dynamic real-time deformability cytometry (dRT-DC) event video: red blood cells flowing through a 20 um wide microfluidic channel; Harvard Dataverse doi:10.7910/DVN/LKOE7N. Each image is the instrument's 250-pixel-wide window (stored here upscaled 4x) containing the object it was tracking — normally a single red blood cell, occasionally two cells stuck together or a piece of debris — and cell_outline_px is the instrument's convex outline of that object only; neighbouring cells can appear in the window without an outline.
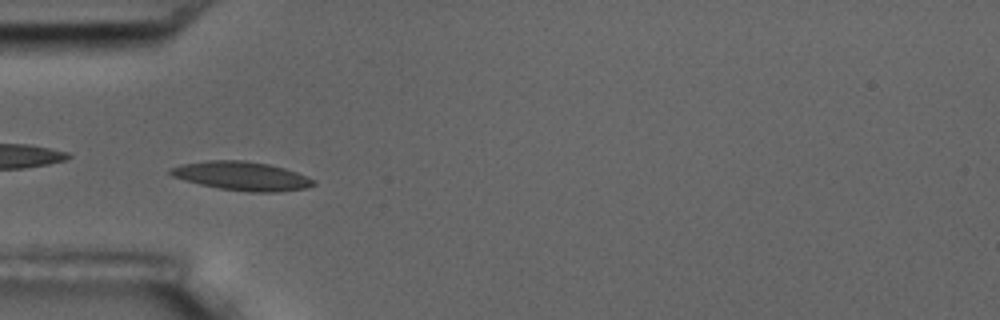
{"species": "common noctule bat (a hibernating species)", "species_latin": "Nyctalus noctula", "temperature_condition": "room temperature", "stored_images_in_passage": 56, "camera_frame_rate_fps": 3000, "um_per_image_px": 0.085, "animal": {"sex": "male", "body_mass_g": 17.5, "forearm_length_mm": 52.3}, "frame": {"image": 1, "passage_image": 17, "time_ms": 5.333, "image_size_px": [1000, 320], "cell_outline_px": [[316, 184], [308, 188], [276, 192], [248, 192], [220, 188], [200, 184], [172, 176], [168, 172], [168, 168], [180, 164], [208, 160], [244, 160], [268, 164], [284, 168], [296, 172], [316, 180]], "centroid_in_image_um": [20.56, 14.95], "position_along_channel_um": 64.4, "area_um2": 24.04}, "authors_computed_cell_mechanics": {"area_um2": 21.3282, "velocity_mm_per_s": 3.579, "shape_relaxation_time_tau1_ms": 4.3101, "shape_relaxation_time_tau2_ms": 4.9129, "deformation_change_tau1": 0.1023, "deformation_change_tau2": 0.1066}}